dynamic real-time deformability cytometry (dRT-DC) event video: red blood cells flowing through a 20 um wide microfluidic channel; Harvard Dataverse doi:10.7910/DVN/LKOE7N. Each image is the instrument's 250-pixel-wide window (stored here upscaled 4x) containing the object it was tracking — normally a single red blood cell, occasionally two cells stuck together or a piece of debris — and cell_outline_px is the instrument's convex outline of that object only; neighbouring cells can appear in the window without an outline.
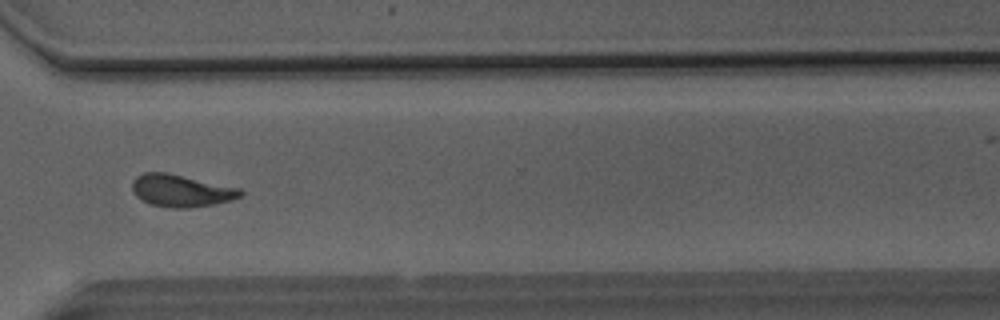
{"species": "Egyptian fruit bat (a non-hibernating species)", "species_latin": "Rousettus aegyptiacus", "temperature_condition": "room temperature", "stored_images_in_passage": 51, "camera_frame_rate_fps": 3000, "um_per_image_px": 0.085, "animal": {"sex": "male"}, "frame": {"image": 1, "passage_image": 37, "time_ms": 12.0, "image_size_px": [1000, 320], "cell_outline_px": [[244, 192], [240, 196], [232, 200], [212, 204], [184, 208], [172, 208], [152, 204], [136, 196], [132, 188], [132, 180], [136, 176], [144, 172], [164, 172], [240, 188]], "centroid_in_image_um": [15.38, 16.2], "position_along_channel_um": 355.2, "area_um2": 20.0}}
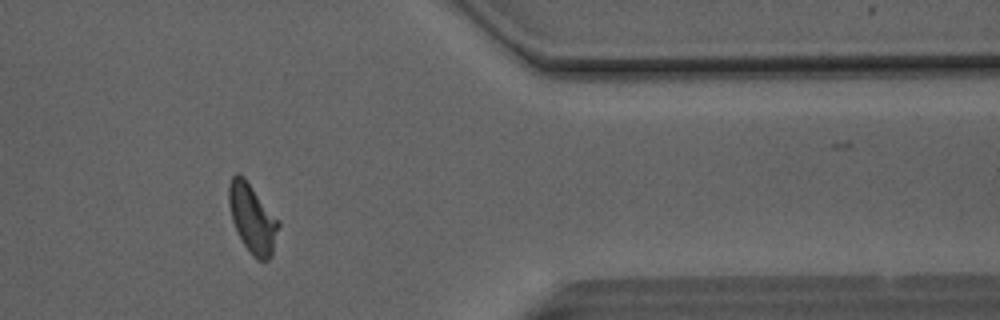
{"frame": {"image": 2, "passage_image": 41, "time_ms": 13.333, "image_size_px": [1000, 320], "cell_outline_px": [[280, 224], [272, 256], [268, 260], [256, 260], [252, 256], [244, 244], [232, 220], [228, 200], [228, 188], [232, 176], [236, 172], [244, 176], [280, 220]], "centroid_in_image_um": [21.48, 18.55], "position_along_channel_um": 389.9, "area_um2": 20.11}}
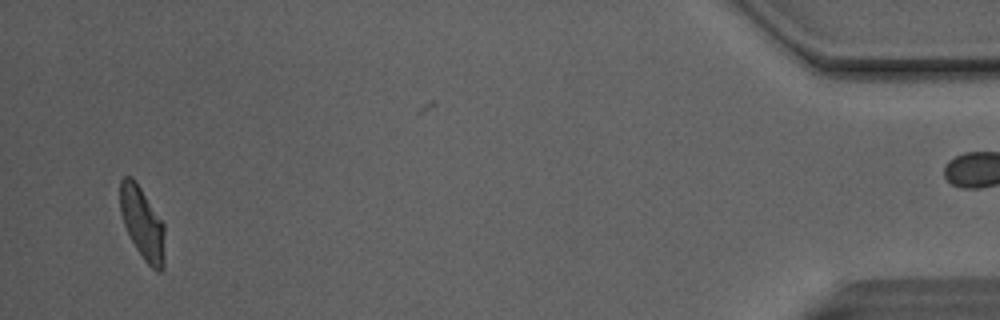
{"frame": {"image": 3, "passage_image": 48, "time_ms": 15.667, "image_size_px": [1000, 320], "cell_outline_px": [[164, 268], [160, 272], [156, 272], [144, 260], [136, 248], [124, 224], [120, 212], [120, 180], [124, 176], [132, 176], [136, 180], [164, 224]], "centroid_in_image_um": [12.11, 18.96], "position_along_channel_um": 423.1, "area_um2": 18.84}, "authors_computed_cell_mechanics": {"area_um2": 20.0566, "velocity_mm_per_s": 4.1187, "shape_relaxation_time_tau1_ms": 4.3444, "shape_relaxation_time_tau2_ms": 2.4303, "deformation_change_tau1": 0.1711, "deformation_change_tau2": 0.0916}}